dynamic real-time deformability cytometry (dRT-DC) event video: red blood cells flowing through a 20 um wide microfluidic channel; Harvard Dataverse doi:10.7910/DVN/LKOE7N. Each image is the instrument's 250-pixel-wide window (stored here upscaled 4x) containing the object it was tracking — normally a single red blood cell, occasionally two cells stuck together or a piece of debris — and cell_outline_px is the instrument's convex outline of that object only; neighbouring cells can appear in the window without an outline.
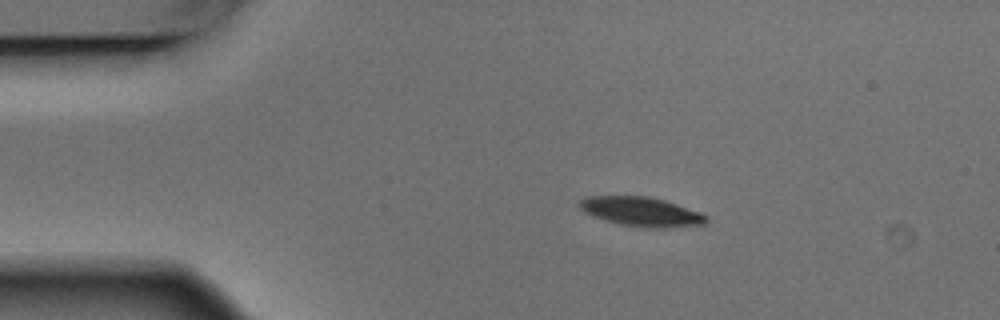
{"species": "Egyptian fruit bat (a non-hibernating species)", "species_latin": "Rousettus aegyptiacus", "temperature_condition": "warm", "stored_images_in_passage": 7, "camera_frame_rate_fps": 3000, "um_per_image_px": 0.085, "animal": {"sex": "male"}, "frame": {"image": 1, "passage_image": 2, "time_ms": 0.333, "image_size_px": [1000, 320], "cell_outline_px": [[708, 220], [704, 224], [668, 228], [636, 228], [604, 220], [592, 216], [584, 212], [576, 204], [584, 196], [648, 196], [664, 200], [700, 212], [708, 216]], "centroid_in_image_um": [54.47, 18.0], "position_along_channel_um": 30.5, "area_um2": 21.96}}
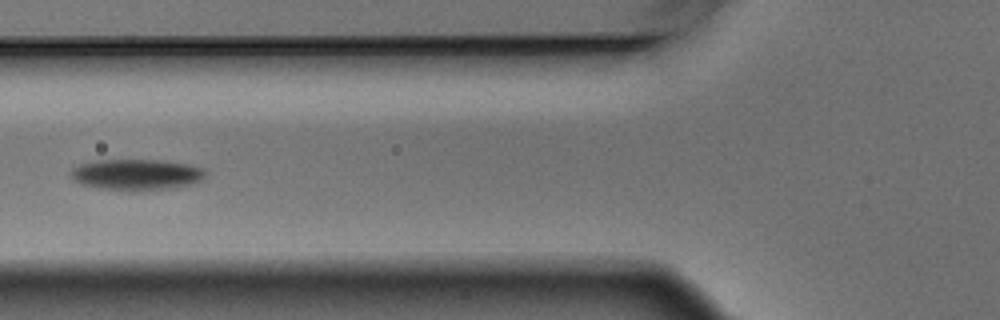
{"frame": {"image": 2, "passage_image": 5, "time_ms": 1.333, "image_size_px": [1000, 320], "cell_outline_px": [[204, 180], [192, 184], [172, 188], [100, 188], [80, 184], [72, 180], [68, 176], [68, 172], [72, 168], [80, 164], [96, 160], [160, 160], [188, 164], [204, 168]], "centroid_in_image_um": [11.56, 14.8], "position_along_channel_um": 114.2, "area_um2": 23.81}}
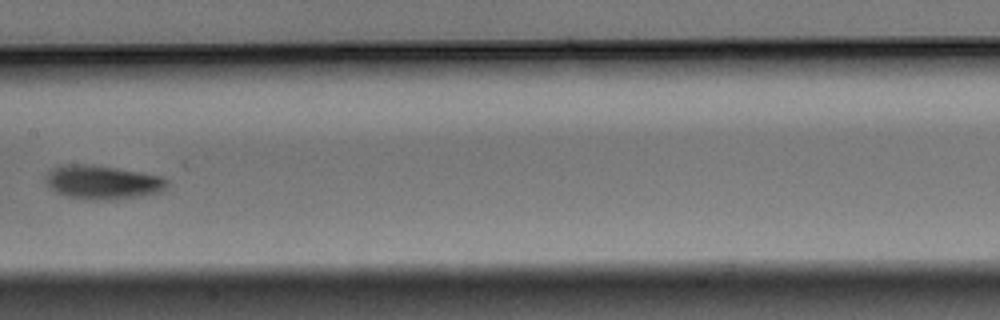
{"frame": {"image": 3, "passage_image": 7, "time_ms": 2.0, "image_size_px": [1000, 320], "cell_outline_px": [[168, 184], [160, 192], [140, 196], [116, 200], [84, 200], [68, 196], [56, 192], [44, 180], [48, 172], [52, 168], [72, 164], [76, 164], [116, 168], [140, 172], [160, 176], [168, 180]], "centroid_in_image_um": [8.73, 15.52], "position_along_channel_um": 198.7, "area_um2": 23.7}}